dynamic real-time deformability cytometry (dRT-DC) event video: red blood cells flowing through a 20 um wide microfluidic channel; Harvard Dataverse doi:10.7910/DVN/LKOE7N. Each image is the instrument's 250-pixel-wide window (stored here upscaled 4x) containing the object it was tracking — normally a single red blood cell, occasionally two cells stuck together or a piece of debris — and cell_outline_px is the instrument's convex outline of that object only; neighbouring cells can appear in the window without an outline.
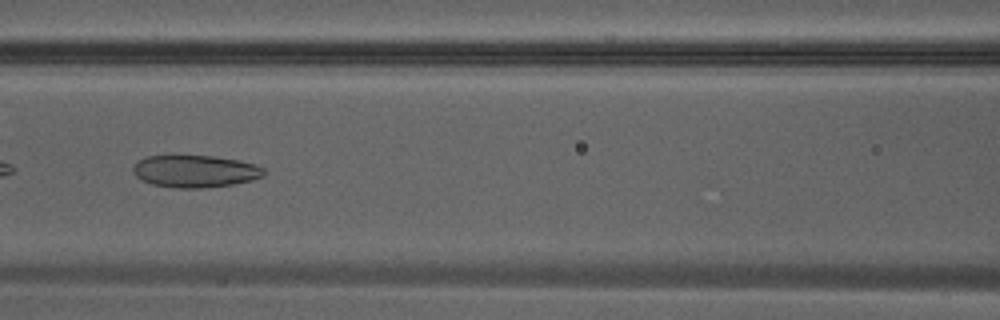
{"species": "Egyptian fruit bat (a non-hibernating species)", "species_latin": "Rousettus aegyptiacus", "temperature_condition": "warm", "stored_images_in_passage": 40, "camera_frame_rate_fps": 3000, "um_per_image_px": 0.085, "animal": {"sex": "male"}, "frame": {"image": 1, "passage_image": 18, "time_ms": 5.667, "image_size_px": [1000, 320], "cell_outline_px": [[264, 176], [252, 180], [232, 184], [200, 188], [176, 188], [152, 184], [136, 176], [132, 172], [132, 168], [140, 160], [148, 156], [212, 156], [236, 160], [252, 164], [264, 168]], "centroid_in_image_um": [16.58, 14.56], "position_along_channel_um": 150.0, "area_um2": 24.16}}
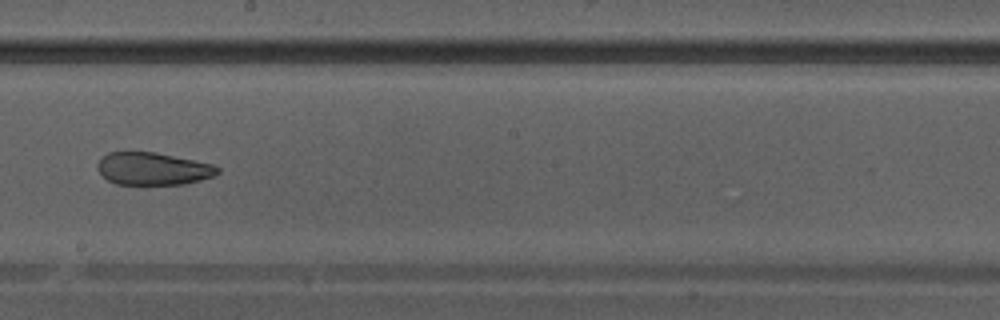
{"frame": {"image": 2, "passage_image": 23, "time_ms": 7.333, "image_size_px": [1000, 320], "cell_outline_px": [[220, 172], [212, 176], [200, 180], [184, 184], [116, 184], [108, 180], [96, 168], [96, 164], [108, 152], [156, 152], [212, 164], [220, 168]], "centroid_in_image_um": [13.0, 14.34], "position_along_channel_um": 235.2, "area_um2": 22.6}}